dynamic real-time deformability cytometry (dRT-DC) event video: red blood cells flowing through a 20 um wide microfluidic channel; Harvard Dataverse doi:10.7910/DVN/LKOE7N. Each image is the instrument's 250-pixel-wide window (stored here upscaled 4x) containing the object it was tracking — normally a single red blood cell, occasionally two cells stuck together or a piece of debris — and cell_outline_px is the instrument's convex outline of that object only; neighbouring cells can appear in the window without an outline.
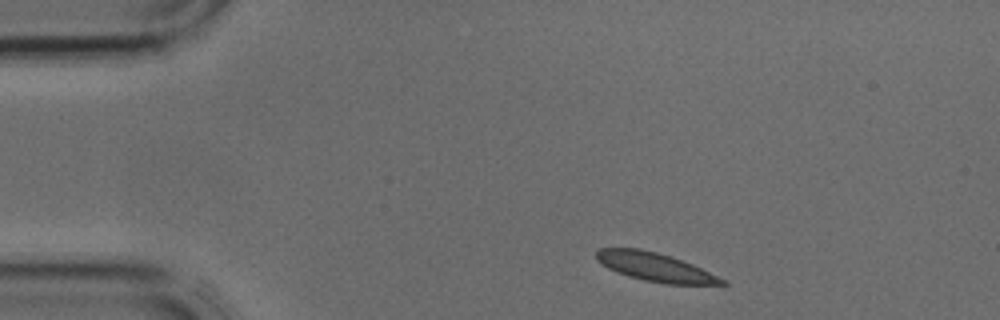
{"species": "common noctule bat (a hibernating species)", "species_latin": "Nyctalus noctula", "temperature_condition": "cold", "stored_images_in_passage": 2, "camera_frame_rate_fps": 3000, "um_per_image_px": 0.085, "animal": {"sex": "male", "body_mass_g": 17.9, "forearm_length_mm": 54.2}, "frame": {"image": 1, "passage_image": 1, "time_ms": 0.0, "image_size_px": [1000, 320], "cell_outline_px": [[728, 284], [664, 284], [644, 280], [628, 276], [616, 272], [600, 264], [596, 260], [596, 252], [600, 248], [640, 248], [656, 252], [692, 264], [728, 280]], "centroid_in_image_um": [55.67, 22.7], "position_along_channel_um": 29.3, "area_um2": 20.87}}